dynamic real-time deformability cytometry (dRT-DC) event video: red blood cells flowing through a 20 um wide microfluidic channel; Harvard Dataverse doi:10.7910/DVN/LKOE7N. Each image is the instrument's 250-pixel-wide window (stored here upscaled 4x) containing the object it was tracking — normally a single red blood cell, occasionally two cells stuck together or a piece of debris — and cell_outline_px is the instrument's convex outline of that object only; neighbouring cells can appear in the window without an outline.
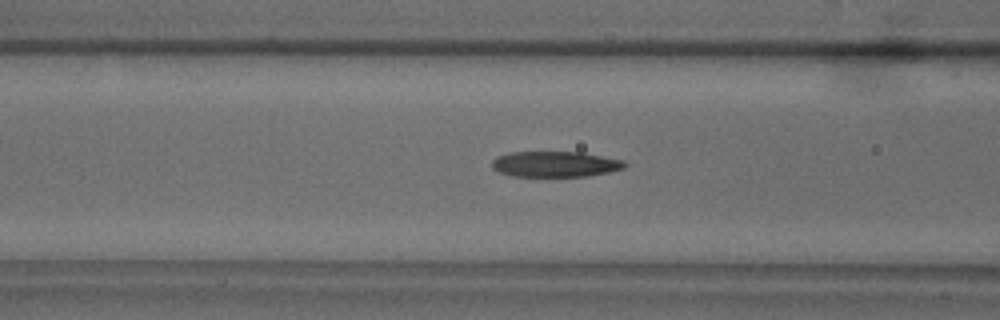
{"species": "common noctule bat (a hibernating species)", "species_latin": "Nyctalus noctula", "temperature_condition": "warm", "stored_images_in_passage": 36, "camera_frame_rate_fps": 3000, "um_per_image_px": 0.085, "animal": {"sex": "male", "body_mass_g": 18.8}, "frame": {"image": 1, "passage_image": 5, "time_ms": 1.333, "image_size_px": [1000, 320], "cell_outline_px": [[628, 164], [624, 168], [608, 172], [588, 176], [512, 176], [500, 172], [492, 168], [492, 160], [496, 156], [508, 152], [580, 152], [624, 160]], "centroid_in_image_um": [47.18, 13.94], "position_along_channel_um": 119.4, "area_um2": 19.88}}
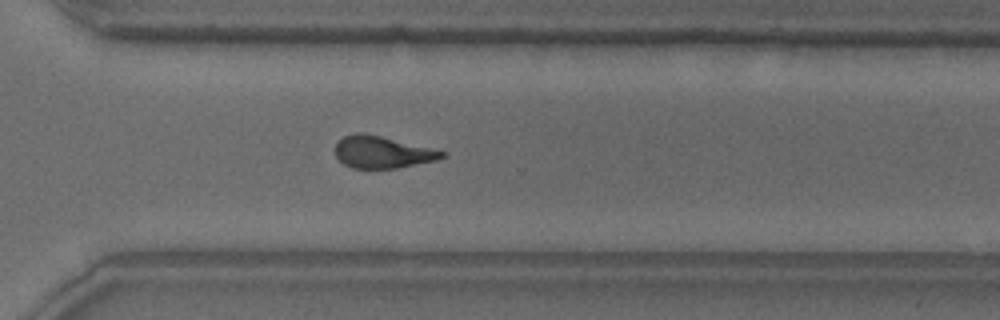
{"frame": {"image": 2, "passage_image": 22, "time_ms": 7.0, "image_size_px": [1000, 320], "cell_outline_px": [[448, 156], [436, 160], [400, 168], [352, 168], [344, 164], [336, 156], [336, 140], [344, 136], [356, 132], [364, 132], [448, 152]], "centroid_in_image_um": [32.51, 12.93], "position_along_channel_um": 338.1, "area_um2": 20.06}}
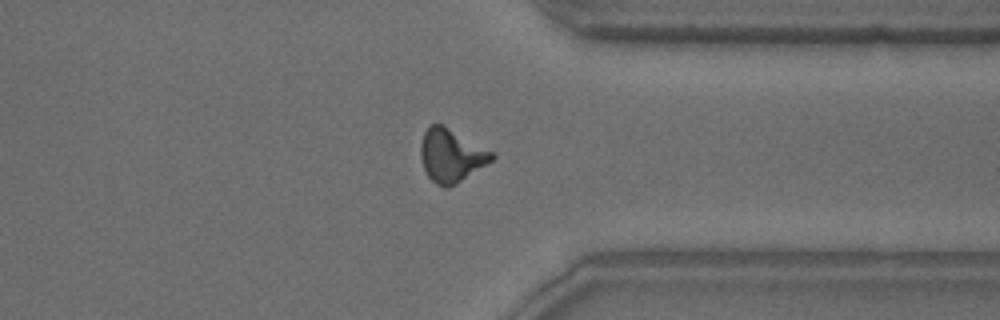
{"frame": {"image": 3, "passage_image": 25, "time_ms": 8.0, "image_size_px": [1000, 320], "cell_outline_px": [[496, 156], [492, 160], [456, 184], [448, 188], [444, 188], [436, 184], [428, 176], [424, 168], [420, 156], [420, 144], [424, 132], [432, 124], [444, 124], [492, 152]], "centroid_in_image_um": [38.32, 13.21], "position_along_channel_um": 373.1, "area_um2": 21.85}, "authors_computed_cell_mechanics": {"area_um2": 20.5768, "velocity_mm_per_s": 3.863, "shape_relaxation_time_tau1_ms": 4.7631, "shape_relaxation_time_tau2_ms": 2.4092, "deformation_change_tau1": 0.1721, "deformation_change_tau2": 0.1162}}